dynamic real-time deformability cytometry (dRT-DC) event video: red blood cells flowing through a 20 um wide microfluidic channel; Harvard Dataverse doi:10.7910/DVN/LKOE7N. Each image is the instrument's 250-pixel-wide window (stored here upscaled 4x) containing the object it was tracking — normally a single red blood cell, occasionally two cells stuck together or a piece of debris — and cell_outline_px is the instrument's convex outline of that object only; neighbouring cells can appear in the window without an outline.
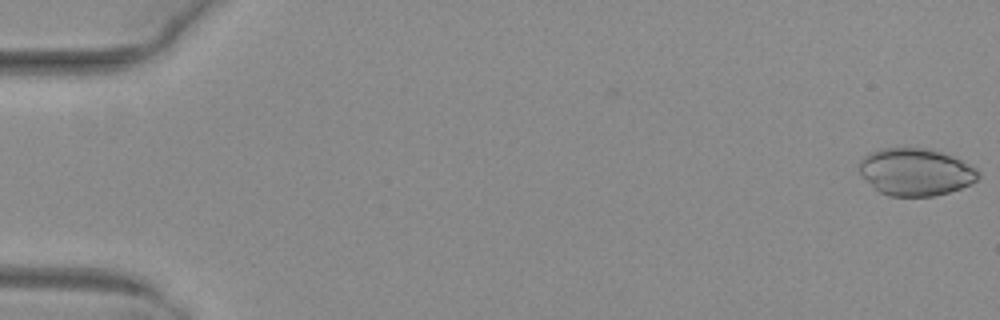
{"species": "common noctule bat (a hibernating species)", "species_latin": "Nyctalus noctula", "temperature_condition": "warm", "stored_images_in_passage": 51, "camera_frame_rate_fps": 3000, "um_per_image_px": 0.085, "animal": {"sex": "female", "body_mass_g": 29.2, "forearm_length_mm": 56.3}, "frame": {"image": 1, "passage_image": 1, "time_ms": 0.0, "image_size_px": [1000, 320], "cell_outline_px": [[980, 176], [972, 184], [948, 192], [932, 196], [888, 196], [880, 192], [860, 172], [860, 160], [864, 156], [880, 148], [932, 148], [964, 160], [976, 168], [980, 172]], "centroid_in_image_um": [77.89, 14.6], "position_along_channel_um": 7.1, "area_um2": 32.77}}